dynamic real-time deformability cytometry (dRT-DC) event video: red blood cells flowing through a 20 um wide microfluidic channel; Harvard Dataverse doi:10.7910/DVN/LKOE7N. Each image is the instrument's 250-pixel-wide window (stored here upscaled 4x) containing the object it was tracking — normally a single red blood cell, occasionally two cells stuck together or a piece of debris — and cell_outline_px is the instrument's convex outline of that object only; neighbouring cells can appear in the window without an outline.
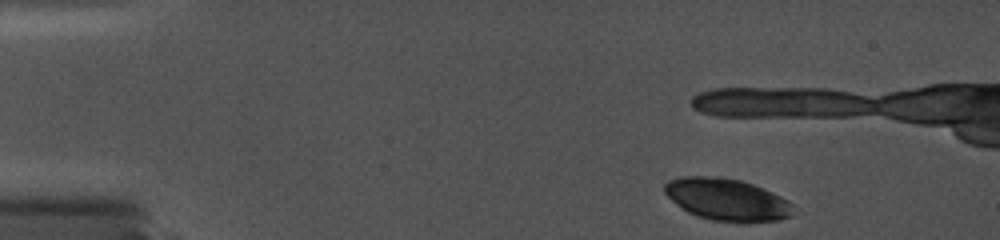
{"species": "common noctule bat (a hibernating species)", "species_latin": "Nyctalus noctula", "temperature_condition": "cold", "stored_images_in_passage": 8, "camera_frame_rate_fps": 5000, "um_per_image_px": 0.085, "animal": {"sex": "female", "body_mass_g": 19.0, "forearm_length_mm": 56.7}, "frame": {"image": 1, "passage_image": 1, "time_ms": 0.0, "image_size_px": [1000, 240], "cell_outline_px": [[804, 212], [780, 220], [744, 224], [740, 224], [712, 220], [696, 216], [688, 212], [672, 200], [664, 192], [664, 184], [668, 180], [684, 176], [720, 176], [740, 180], [752, 184], [772, 192], [788, 200]], "centroid_in_image_um": [61.91, 17.0], "position_along_channel_um": 23.1, "area_um2": 32.54}}